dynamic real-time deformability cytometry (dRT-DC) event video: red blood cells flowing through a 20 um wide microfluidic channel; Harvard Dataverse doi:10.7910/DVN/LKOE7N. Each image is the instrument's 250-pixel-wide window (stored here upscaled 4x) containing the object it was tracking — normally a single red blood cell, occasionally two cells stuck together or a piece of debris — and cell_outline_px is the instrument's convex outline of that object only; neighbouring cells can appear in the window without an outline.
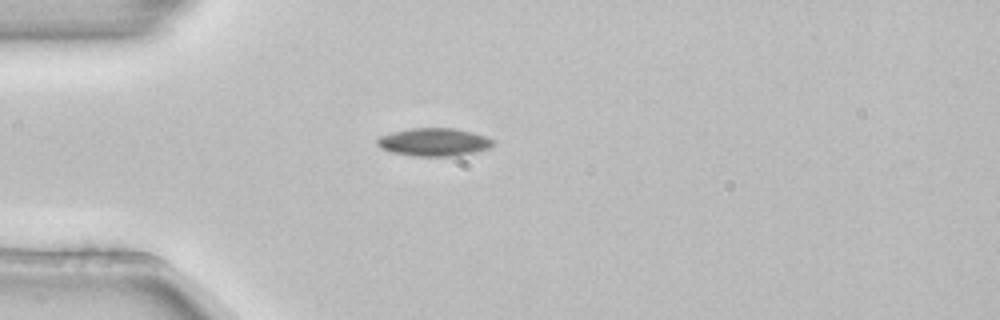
{"species": "common noctule bat (a hibernating species)", "species_latin": "Nyctalus noctula", "temperature_condition": "room temperature", "stored_images_in_passage": 3, "camera_frame_rate_fps": 3000, "um_per_image_px": 0.085, "animal": {"sex": "female", "body_mass_g": 22.7, "forearm_length_mm": 54.2}, "frame": {"image": 1, "passage_image": 3, "time_ms": 0.667, "image_size_px": [1000, 320], "cell_outline_px": [[496, 144], [492, 148], [476, 152], [456, 156], [416, 156], [392, 152], [380, 148], [376, 144], [376, 140], [380, 136], [392, 132], [412, 128], [452, 128], [472, 132], [496, 140]], "centroid_in_image_um": [36.93, 12.08], "position_along_channel_um": 48.1, "area_um2": 19.07}}